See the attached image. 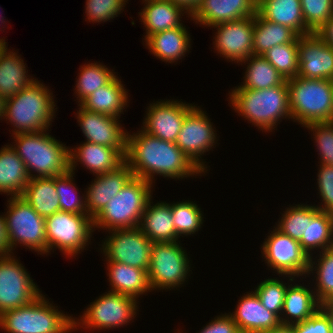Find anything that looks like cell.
<instances>
[{
  "mask_svg": "<svg viewBox=\"0 0 333 333\" xmlns=\"http://www.w3.org/2000/svg\"><path fill=\"white\" fill-rule=\"evenodd\" d=\"M126 3V0H86L85 21L93 24L112 20L124 11Z\"/></svg>",
  "mask_w": 333,
  "mask_h": 333,
  "instance_id": "bcb514c9",
  "label": "cell"
},
{
  "mask_svg": "<svg viewBox=\"0 0 333 333\" xmlns=\"http://www.w3.org/2000/svg\"><path fill=\"white\" fill-rule=\"evenodd\" d=\"M298 58L297 76L307 79L333 80V48L317 34L299 36Z\"/></svg>",
  "mask_w": 333,
  "mask_h": 333,
  "instance_id": "d6986e66",
  "label": "cell"
},
{
  "mask_svg": "<svg viewBox=\"0 0 333 333\" xmlns=\"http://www.w3.org/2000/svg\"><path fill=\"white\" fill-rule=\"evenodd\" d=\"M45 226L48 255L56 248L65 257L75 258L91 244L94 229L88 214L58 211L45 218Z\"/></svg>",
  "mask_w": 333,
  "mask_h": 333,
  "instance_id": "30bf717a",
  "label": "cell"
},
{
  "mask_svg": "<svg viewBox=\"0 0 333 333\" xmlns=\"http://www.w3.org/2000/svg\"><path fill=\"white\" fill-rule=\"evenodd\" d=\"M152 186L147 180L133 177L93 218L94 231L103 229L109 232L139 227L142 214L153 194Z\"/></svg>",
  "mask_w": 333,
  "mask_h": 333,
  "instance_id": "8992f818",
  "label": "cell"
},
{
  "mask_svg": "<svg viewBox=\"0 0 333 333\" xmlns=\"http://www.w3.org/2000/svg\"><path fill=\"white\" fill-rule=\"evenodd\" d=\"M75 147H69V170L72 172L77 165L82 164L96 176L111 172L125 162V157L118 150L108 146L85 141Z\"/></svg>",
  "mask_w": 333,
  "mask_h": 333,
  "instance_id": "603a6c76",
  "label": "cell"
},
{
  "mask_svg": "<svg viewBox=\"0 0 333 333\" xmlns=\"http://www.w3.org/2000/svg\"><path fill=\"white\" fill-rule=\"evenodd\" d=\"M211 28L217 30L213 46L220 57L238 64L253 55L254 16L220 23Z\"/></svg>",
  "mask_w": 333,
  "mask_h": 333,
  "instance_id": "e0dca14e",
  "label": "cell"
},
{
  "mask_svg": "<svg viewBox=\"0 0 333 333\" xmlns=\"http://www.w3.org/2000/svg\"><path fill=\"white\" fill-rule=\"evenodd\" d=\"M9 254H10V248L8 246L6 222L3 213V215H0V256H5Z\"/></svg>",
  "mask_w": 333,
  "mask_h": 333,
  "instance_id": "816d5d0a",
  "label": "cell"
},
{
  "mask_svg": "<svg viewBox=\"0 0 333 333\" xmlns=\"http://www.w3.org/2000/svg\"><path fill=\"white\" fill-rule=\"evenodd\" d=\"M200 106H194L185 116L178 134L176 145L204 173L209 171L202 159L207 152L216 147L218 137L213 122ZM215 129V130H214ZM215 146V147H214Z\"/></svg>",
  "mask_w": 333,
  "mask_h": 333,
  "instance_id": "4fadbf2b",
  "label": "cell"
},
{
  "mask_svg": "<svg viewBox=\"0 0 333 333\" xmlns=\"http://www.w3.org/2000/svg\"><path fill=\"white\" fill-rule=\"evenodd\" d=\"M315 258L313 255L309 259V270L306 277L314 274V291L319 303L325 304L333 302V248L319 252ZM316 279V280H315Z\"/></svg>",
  "mask_w": 333,
  "mask_h": 333,
  "instance_id": "8d00e7d4",
  "label": "cell"
},
{
  "mask_svg": "<svg viewBox=\"0 0 333 333\" xmlns=\"http://www.w3.org/2000/svg\"><path fill=\"white\" fill-rule=\"evenodd\" d=\"M139 301L107 291L91 302L80 317H73V331L105 330L127 326L137 315ZM126 324V325H125ZM78 327V328H77Z\"/></svg>",
  "mask_w": 333,
  "mask_h": 333,
  "instance_id": "8fae6325",
  "label": "cell"
},
{
  "mask_svg": "<svg viewBox=\"0 0 333 333\" xmlns=\"http://www.w3.org/2000/svg\"><path fill=\"white\" fill-rule=\"evenodd\" d=\"M144 3L138 16L145 29V41L150 35L166 31L168 29L178 28L183 25L182 17L190 18L191 15L179 5L170 0H142Z\"/></svg>",
  "mask_w": 333,
  "mask_h": 333,
  "instance_id": "cb8c5ba5",
  "label": "cell"
},
{
  "mask_svg": "<svg viewBox=\"0 0 333 333\" xmlns=\"http://www.w3.org/2000/svg\"><path fill=\"white\" fill-rule=\"evenodd\" d=\"M7 202L4 217L10 254L20 245L47 256L45 218L21 196L10 197Z\"/></svg>",
  "mask_w": 333,
  "mask_h": 333,
  "instance_id": "ba28073f",
  "label": "cell"
},
{
  "mask_svg": "<svg viewBox=\"0 0 333 333\" xmlns=\"http://www.w3.org/2000/svg\"><path fill=\"white\" fill-rule=\"evenodd\" d=\"M246 293L229 312L241 333H265L280 324L279 317L262 305L254 291Z\"/></svg>",
  "mask_w": 333,
  "mask_h": 333,
  "instance_id": "7402d4cb",
  "label": "cell"
},
{
  "mask_svg": "<svg viewBox=\"0 0 333 333\" xmlns=\"http://www.w3.org/2000/svg\"><path fill=\"white\" fill-rule=\"evenodd\" d=\"M125 162L134 177L155 183V175L182 180L206 175L176 145L149 135L142 130L127 131Z\"/></svg>",
  "mask_w": 333,
  "mask_h": 333,
  "instance_id": "6da1fadb",
  "label": "cell"
},
{
  "mask_svg": "<svg viewBox=\"0 0 333 333\" xmlns=\"http://www.w3.org/2000/svg\"><path fill=\"white\" fill-rule=\"evenodd\" d=\"M257 13L256 0H201L190 20L199 26L214 25L254 16Z\"/></svg>",
  "mask_w": 333,
  "mask_h": 333,
  "instance_id": "ffe728a7",
  "label": "cell"
},
{
  "mask_svg": "<svg viewBox=\"0 0 333 333\" xmlns=\"http://www.w3.org/2000/svg\"><path fill=\"white\" fill-rule=\"evenodd\" d=\"M299 35L291 28L254 15L253 55H264L270 48L280 44L291 43Z\"/></svg>",
  "mask_w": 333,
  "mask_h": 333,
  "instance_id": "836d02e7",
  "label": "cell"
},
{
  "mask_svg": "<svg viewBox=\"0 0 333 333\" xmlns=\"http://www.w3.org/2000/svg\"><path fill=\"white\" fill-rule=\"evenodd\" d=\"M6 47H8V44H7V42H6V40H5V37H1L0 38V55H1V52L6 48Z\"/></svg>",
  "mask_w": 333,
  "mask_h": 333,
  "instance_id": "9f6ffc18",
  "label": "cell"
},
{
  "mask_svg": "<svg viewBox=\"0 0 333 333\" xmlns=\"http://www.w3.org/2000/svg\"><path fill=\"white\" fill-rule=\"evenodd\" d=\"M41 294L32 303L3 312L0 328L7 333H72V316ZM58 307V308H57Z\"/></svg>",
  "mask_w": 333,
  "mask_h": 333,
  "instance_id": "52a82bcc",
  "label": "cell"
},
{
  "mask_svg": "<svg viewBox=\"0 0 333 333\" xmlns=\"http://www.w3.org/2000/svg\"><path fill=\"white\" fill-rule=\"evenodd\" d=\"M133 177L126 162L111 172L96 175L85 189L87 214L93 219Z\"/></svg>",
  "mask_w": 333,
  "mask_h": 333,
  "instance_id": "44dd1931",
  "label": "cell"
},
{
  "mask_svg": "<svg viewBox=\"0 0 333 333\" xmlns=\"http://www.w3.org/2000/svg\"><path fill=\"white\" fill-rule=\"evenodd\" d=\"M317 174V190L321 204L314 205L320 211L333 214V166L319 164Z\"/></svg>",
  "mask_w": 333,
  "mask_h": 333,
  "instance_id": "7dc6e473",
  "label": "cell"
},
{
  "mask_svg": "<svg viewBox=\"0 0 333 333\" xmlns=\"http://www.w3.org/2000/svg\"><path fill=\"white\" fill-rule=\"evenodd\" d=\"M48 131L11 135L14 145H10L25 164L30 178L55 177L69 170V148Z\"/></svg>",
  "mask_w": 333,
  "mask_h": 333,
  "instance_id": "277c9868",
  "label": "cell"
},
{
  "mask_svg": "<svg viewBox=\"0 0 333 333\" xmlns=\"http://www.w3.org/2000/svg\"><path fill=\"white\" fill-rule=\"evenodd\" d=\"M108 233L99 245L105 262L124 263L148 272L153 242L139 227L114 229Z\"/></svg>",
  "mask_w": 333,
  "mask_h": 333,
  "instance_id": "9a60e30c",
  "label": "cell"
},
{
  "mask_svg": "<svg viewBox=\"0 0 333 333\" xmlns=\"http://www.w3.org/2000/svg\"><path fill=\"white\" fill-rule=\"evenodd\" d=\"M304 127L313 134L320 156L318 164L333 166V122L310 123Z\"/></svg>",
  "mask_w": 333,
  "mask_h": 333,
  "instance_id": "f6af8a7d",
  "label": "cell"
},
{
  "mask_svg": "<svg viewBox=\"0 0 333 333\" xmlns=\"http://www.w3.org/2000/svg\"><path fill=\"white\" fill-rule=\"evenodd\" d=\"M171 212L177 236L183 238L198 233L203 225V212L193 201L183 200L171 203Z\"/></svg>",
  "mask_w": 333,
  "mask_h": 333,
  "instance_id": "ab89813d",
  "label": "cell"
},
{
  "mask_svg": "<svg viewBox=\"0 0 333 333\" xmlns=\"http://www.w3.org/2000/svg\"><path fill=\"white\" fill-rule=\"evenodd\" d=\"M284 210L275 227L293 240L299 241L306 252L307 220H311L320 210L312 204L304 203L291 205Z\"/></svg>",
  "mask_w": 333,
  "mask_h": 333,
  "instance_id": "d590c367",
  "label": "cell"
},
{
  "mask_svg": "<svg viewBox=\"0 0 333 333\" xmlns=\"http://www.w3.org/2000/svg\"><path fill=\"white\" fill-rule=\"evenodd\" d=\"M180 241L154 242L148 268L151 290L180 289L192 274L191 260ZM181 286V287H180Z\"/></svg>",
  "mask_w": 333,
  "mask_h": 333,
  "instance_id": "9c48e42d",
  "label": "cell"
},
{
  "mask_svg": "<svg viewBox=\"0 0 333 333\" xmlns=\"http://www.w3.org/2000/svg\"><path fill=\"white\" fill-rule=\"evenodd\" d=\"M52 92L36 79L15 96L4 100L2 119L11 123L14 128L12 135L44 131L51 127L58 109Z\"/></svg>",
  "mask_w": 333,
  "mask_h": 333,
  "instance_id": "3957f363",
  "label": "cell"
},
{
  "mask_svg": "<svg viewBox=\"0 0 333 333\" xmlns=\"http://www.w3.org/2000/svg\"><path fill=\"white\" fill-rule=\"evenodd\" d=\"M27 65L21 55L7 47L0 55V95L4 100L28 87L34 77L28 75ZM27 70V71H26Z\"/></svg>",
  "mask_w": 333,
  "mask_h": 333,
  "instance_id": "4dcf8cb0",
  "label": "cell"
},
{
  "mask_svg": "<svg viewBox=\"0 0 333 333\" xmlns=\"http://www.w3.org/2000/svg\"><path fill=\"white\" fill-rule=\"evenodd\" d=\"M30 177L26 166L9 144L0 149V193L9 197L21 196Z\"/></svg>",
  "mask_w": 333,
  "mask_h": 333,
  "instance_id": "1f68e13d",
  "label": "cell"
},
{
  "mask_svg": "<svg viewBox=\"0 0 333 333\" xmlns=\"http://www.w3.org/2000/svg\"><path fill=\"white\" fill-rule=\"evenodd\" d=\"M144 42V46L151 54L168 64L183 59L190 52L192 45L190 34L184 24L178 28L152 34Z\"/></svg>",
  "mask_w": 333,
  "mask_h": 333,
  "instance_id": "d4e9b609",
  "label": "cell"
},
{
  "mask_svg": "<svg viewBox=\"0 0 333 333\" xmlns=\"http://www.w3.org/2000/svg\"><path fill=\"white\" fill-rule=\"evenodd\" d=\"M333 248V214L319 211L311 220H307L306 253L322 252Z\"/></svg>",
  "mask_w": 333,
  "mask_h": 333,
  "instance_id": "f35d334b",
  "label": "cell"
},
{
  "mask_svg": "<svg viewBox=\"0 0 333 333\" xmlns=\"http://www.w3.org/2000/svg\"><path fill=\"white\" fill-rule=\"evenodd\" d=\"M21 197L43 218L60 211L55 177L30 178Z\"/></svg>",
  "mask_w": 333,
  "mask_h": 333,
  "instance_id": "d6a6232c",
  "label": "cell"
},
{
  "mask_svg": "<svg viewBox=\"0 0 333 333\" xmlns=\"http://www.w3.org/2000/svg\"><path fill=\"white\" fill-rule=\"evenodd\" d=\"M76 118L82 129L85 141L108 146L126 157L127 130L122 127L120 118L86 110L79 105Z\"/></svg>",
  "mask_w": 333,
  "mask_h": 333,
  "instance_id": "ac0fdd59",
  "label": "cell"
},
{
  "mask_svg": "<svg viewBox=\"0 0 333 333\" xmlns=\"http://www.w3.org/2000/svg\"><path fill=\"white\" fill-rule=\"evenodd\" d=\"M106 264L110 292L120 293L138 300L141 295H146L152 291L146 270L124 263L106 262Z\"/></svg>",
  "mask_w": 333,
  "mask_h": 333,
  "instance_id": "83f0119b",
  "label": "cell"
},
{
  "mask_svg": "<svg viewBox=\"0 0 333 333\" xmlns=\"http://www.w3.org/2000/svg\"><path fill=\"white\" fill-rule=\"evenodd\" d=\"M290 281L287 287L283 310L280 316L281 324H295L309 319L321 306L316 298L313 287L304 282ZM293 282V284H292ZM309 287V288H308ZM311 288V289H310Z\"/></svg>",
  "mask_w": 333,
  "mask_h": 333,
  "instance_id": "484cf974",
  "label": "cell"
},
{
  "mask_svg": "<svg viewBox=\"0 0 333 333\" xmlns=\"http://www.w3.org/2000/svg\"><path fill=\"white\" fill-rule=\"evenodd\" d=\"M306 28L316 33L332 16L333 0H301Z\"/></svg>",
  "mask_w": 333,
  "mask_h": 333,
  "instance_id": "ee69618b",
  "label": "cell"
},
{
  "mask_svg": "<svg viewBox=\"0 0 333 333\" xmlns=\"http://www.w3.org/2000/svg\"><path fill=\"white\" fill-rule=\"evenodd\" d=\"M80 72L76 77V87L74 86L75 97L79 105L98 88L107 85L115 76L116 72L109 69L103 63L83 64L79 67Z\"/></svg>",
  "mask_w": 333,
  "mask_h": 333,
  "instance_id": "74e56055",
  "label": "cell"
},
{
  "mask_svg": "<svg viewBox=\"0 0 333 333\" xmlns=\"http://www.w3.org/2000/svg\"><path fill=\"white\" fill-rule=\"evenodd\" d=\"M286 81L293 122H298L301 127L333 122V80L296 76Z\"/></svg>",
  "mask_w": 333,
  "mask_h": 333,
  "instance_id": "5b68a950",
  "label": "cell"
},
{
  "mask_svg": "<svg viewBox=\"0 0 333 333\" xmlns=\"http://www.w3.org/2000/svg\"><path fill=\"white\" fill-rule=\"evenodd\" d=\"M154 102V103H153ZM147 106L141 130L162 140L175 143L186 114L195 106L181 100L153 101Z\"/></svg>",
  "mask_w": 333,
  "mask_h": 333,
  "instance_id": "2e32d148",
  "label": "cell"
},
{
  "mask_svg": "<svg viewBox=\"0 0 333 333\" xmlns=\"http://www.w3.org/2000/svg\"><path fill=\"white\" fill-rule=\"evenodd\" d=\"M299 36L291 43L270 48L262 55L286 79L295 78L299 72Z\"/></svg>",
  "mask_w": 333,
  "mask_h": 333,
  "instance_id": "60d3db41",
  "label": "cell"
},
{
  "mask_svg": "<svg viewBox=\"0 0 333 333\" xmlns=\"http://www.w3.org/2000/svg\"><path fill=\"white\" fill-rule=\"evenodd\" d=\"M283 278L288 277V282L279 280L277 277L268 278L261 281L254 292L259 297L262 305L269 311L275 313L279 318L281 316L284 299L289 281H293L296 277L291 275H281ZM285 282V283H284Z\"/></svg>",
  "mask_w": 333,
  "mask_h": 333,
  "instance_id": "7bdbcfd3",
  "label": "cell"
},
{
  "mask_svg": "<svg viewBox=\"0 0 333 333\" xmlns=\"http://www.w3.org/2000/svg\"><path fill=\"white\" fill-rule=\"evenodd\" d=\"M257 13L266 20L291 28L299 36L311 34L305 26L301 0H258Z\"/></svg>",
  "mask_w": 333,
  "mask_h": 333,
  "instance_id": "f546056e",
  "label": "cell"
},
{
  "mask_svg": "<svg viewBox=\"0 0 333 333\" xmlns=\"http://www.w3.org/2000/svg\"><path fill=\"white\" fill-rule=\"evenodd\" d=\"M239 64L246 66L243 82L239 85L243 89L263 90L282 85L286 81L262 55H251Z\"/></svg>",
  "mask_w": 333,
  "mask_h": 333,
  "instance_id": "e575fe53",
  "label": "cell"
},
{
  "mask_svg": "<svg viewBox=\"0 0 333 333\" xmlns=\"http://www.w3.org/2000/svg\"><path fill=\"white\" fill-rule=\"evenodd\" d=\"M315 34L333 48V16Z\"/></svg>",
  "mask_w": 333,
  "mask_h": 333,
  "instance_id": "f907efd6",
  "label": "cell"
},
{
  "mask_svg": "<svg viewBox=\"0 0 333 333\" xmlns=\"http://www.w3.org/2000/svg\"><path fill=\"white\" fill-rule=\"evenodd\" d=\"M116 75L107 85L98 88L80 105L86 110L120 118L128 107V90Z\"/></svg>",
  "mask_w": 333,
  "mask_h": 333,
  "instance_id": "f1b7e54d",
  "label": "cell"
},
{
  "mask_svg": "<svg viewBox=\"0 0 333 333\" xmlns=\"http://www.w3.org/2000/svg\"><path fill=\"white\" fill-rule=\"evenodd\" d=\"M4 20H5L4 17L0 16V22H1L0 26L2 25V23H3V25H4V27L1 26V28H0L1 30H0V31L4 30V29H2V28H6V27H5V23H6V21H4Z\"/></svg>",
  "mask_w": 333,
  "mask_h": 333,
  "instance_id": "680465c9",
  "label": "cell"
},
{
  "mask_svg": "<svg viewBox=\"0 0 333 333\" xmlns=\"http://www.w3.org/2000/svg\"><path fill=\"white\" fill-rule=\"evenodd\" d=\"M221 314L210 320L211 322L203 326L198 333H241L229 313ZM177 333L182 332L178 330Z\"/></svg>",
  "mask_w": 333,
  "mask_h": 333,
  "instance_id": "681fc988",
  "label": "cell"
},
{
  "mask_svg": "<svg viewBox=\"0 0 333 333\" xmlns=\"http://www.w3.org/2000/svg\"><path fill=\"white\" fill-rule=\"evenodd\" d=\"M75 172L68 170L65 174L55 176V188L59 198L60 211L87 214L85 191L79 194L74 181ZM80 195V196H79Z\"/></svg>",
  "mask_w": 333,
  "mask_h": 333,
  "instance_id": "b9f144b4",
  "label": "cell"
},
{
  "mask_svg": "<svg viewBox=\"0 0 333 333\" xmlns=\"http://www.w3.org/2000/svg\"><path fill=\"white\" fill-rule=\"evenodd\" d=\"M265 333H295L294 326L290 324H279Z\"/></svg>",
  "mask_w": 333,
  "mask_h": 333,
  "instance_id": "db71d44e",
  "label": "cell"
},
{
  "mask_svg": "<svg viewBox=\"0 0 333 333\" xmlns=\"http://www.w3.org/2000/svg\"><path fill=\"white\" fill-rule=\"evenodd\" d=\"M172 3L182 6L190 15L198 8L201 0H170Z\"/></svg>",
  "mask_w": 333,
  "mask_h": 333,
  "instance_id": "f5cc1de1",
  "label": "cell"
},
{
  "mask_svg": "<svg viewBox=\"0 0 333 333\" xmlns=\"http://www.w3.org/2000/svg\"><path fill=\"white\" fill-rule=\"evenodd\" d=\"M228 94V104L238 116L262 132H273L282 119H291L287 81L263 90L235 86Z\"/></svg>",
  "mask_w": 333,
  "mask_h": 333,
  "instance_id": "7a4b0ae2",
  "label": "cell"
},
{
  "mask_svg": "<svg viewBox=\"0 0 333 333\" xmlns=\"http://www.w3.org/2000/svg\"><path fill=\"white\" fill-rule=\"evenodd\" d=\"M292 325L295 333H330L329 317L321 308L309 319Z\"/></svg>",
  "mask_w": 333,
  "mask_h": 333,
  "instance_id": "c3c4849f",
  "label": "cell"
},
{
  "mask_svg": "<svg viewBox=\"0 0 333 333\" xmlns=\"http://www.w3.org/2000/svg\"><path fill=\"white\" fill-rule=\"evenodd\" d=\"M320 308L328 315L330 321V333H333V302L322 304Z\"/></svg>",
  "mask_w": 333,
  "mask_h": 333,
  "instance_id": "11a10c76",
  "label": "cell"
},
{
  "mask_svg": "<svg viewBox=\"0 0 333 333\" xmlns=\"http://www.w3.org/2000/svg\"><path fill=\"white\" fill-rule=\"evenodd\" d=\"M152 201L151 197L142 214L139 225L142 233L153 243L178 241L171 204L166 201L153 204Z\"/></svg>",
  "mask_w": 333,
  "mask_h": 333,
  "instance_id": "4316f807",
  "label": "cell"
},
{
  "mask_svg": "<svg viewBox=\"0 0 333 333\" xmlns=\"http://www.w3.org/2000/svg\"><path fill=\"white\" fill-rule=\"evenodd\" d=\"M3 109H4V99L0 95V120H2Z\"/></svg>",
  "mask_w": 333,
  "mask_h": 333,
  "instance_id": "6f0895ef",
  "label": "cell"
},
{
  "mask_svg": "<svg viewBox=\"0 0 333 333\" xmlns=\"http://www.w3.org/2000/svg\"><path fill=\"white\" fill-rule=\"evenodd\" d=\"M13 254L0 256V315L32 303L42 291Z\"/></svg>",
  "mask_w": 333,
  "mask_h": 333,
  "instance_id": "5bb4252c",
  "label": "cell"
},
{
  "mask_svg": "<svg viewBox=\"0 0 333 333\" xmlns=\"http://www.w3.org/2000/svg\"><path fill=\"white\" fill-rule=\"evenodd\" d=\"M261 244V255L267 267L279 275H291L306 278L309 270L308 254L302 249L299 241L283 234L275 226ZM304 276V277H303Z\"/></svg>",
  "mask_w": 333,
  "mask_h": 333,
  "instance_id": "7c38bea8",
  "label": "cell"
}]
</instances>
